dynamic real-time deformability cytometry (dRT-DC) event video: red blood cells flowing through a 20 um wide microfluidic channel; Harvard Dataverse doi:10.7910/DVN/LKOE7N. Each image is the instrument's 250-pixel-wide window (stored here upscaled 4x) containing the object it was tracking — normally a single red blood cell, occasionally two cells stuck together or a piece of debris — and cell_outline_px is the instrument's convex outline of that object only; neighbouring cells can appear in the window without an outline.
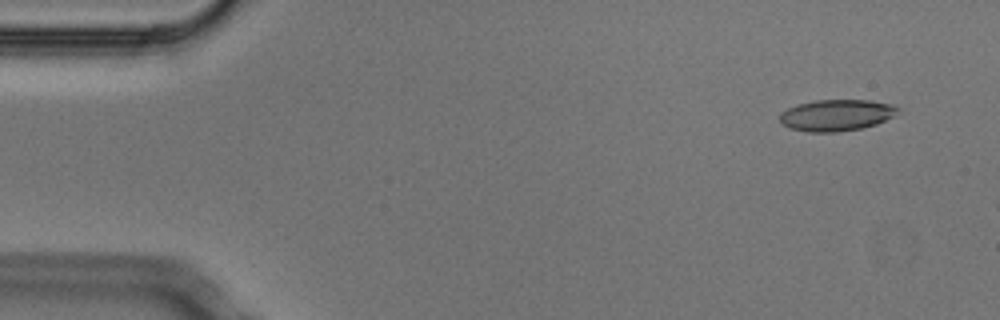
{"species": "Egyptian fruit bat (a non-hibernating species)", "species_latin": "Rousettus aegyptiacus", "temperature_condition": "cold", "stored_images_in_passage": 3, "camera_frame_rate_fps": 3000, "um_per_image_px": 0.085, "animal": {"sex": "male"}, "frame": {"image": 1, "passage_image": 1, "time_ms": 0.0, "image_size_px": [1000, 320], "cell_outline_px": [[900, 108], [892, 116], [876, 124], [860, 128], [836, 132], [808, 132], [788, 128], [780, 124], [780, 112], [796, 104], [816, 100], [872, 100], [892, 104]], "centroid_in_image_um": [71.04, 9.78], "position_along_channel_um": 14.0, "area_um2": 21.68}}